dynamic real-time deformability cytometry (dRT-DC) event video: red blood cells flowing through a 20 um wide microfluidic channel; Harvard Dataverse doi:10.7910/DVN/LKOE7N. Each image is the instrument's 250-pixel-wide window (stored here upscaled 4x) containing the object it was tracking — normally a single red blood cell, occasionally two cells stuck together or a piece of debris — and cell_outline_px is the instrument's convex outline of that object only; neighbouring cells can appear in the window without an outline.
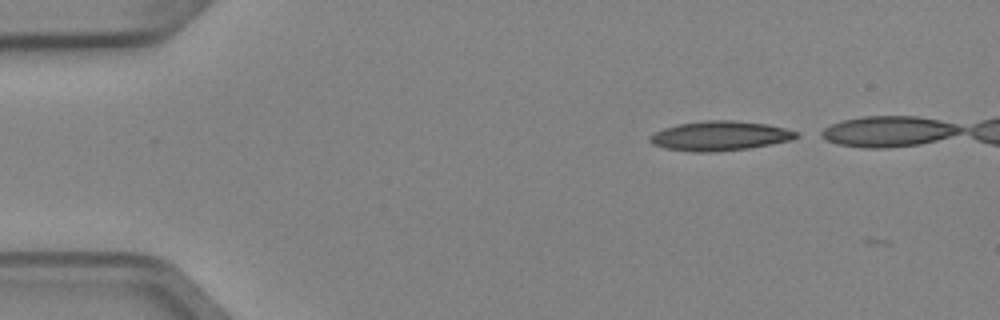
{"species": "Egyptian fruit bat (a non-hibernating species)", "species_latin": "Rousettus aegyptiacus", "temperature_condition": "cold", "stored_images_in_passage": 4, "camera_frame_rate_fps": 3000, "um_per_image_px": 0.085, "animal": {"sex": "female"}, "frame": {"image": 1, "passage_image": 1, "time_ms": 0.0, "image_size_px": [1000, 320], "cell_outline_px": [[800, 136], [792, 140], [772, 144], [748, 148], [712, 152], [692, 152], [664, 148], [652, 144], [648, 140], [648, 136], [664, 128], [676, 124], [704, 120], [732, 120], [768, 124], [800, 132]], "centroid_in_image_um": [61.19, 11.55], "position_along_channel_um": 23.8, "area_um2": 25.43}}